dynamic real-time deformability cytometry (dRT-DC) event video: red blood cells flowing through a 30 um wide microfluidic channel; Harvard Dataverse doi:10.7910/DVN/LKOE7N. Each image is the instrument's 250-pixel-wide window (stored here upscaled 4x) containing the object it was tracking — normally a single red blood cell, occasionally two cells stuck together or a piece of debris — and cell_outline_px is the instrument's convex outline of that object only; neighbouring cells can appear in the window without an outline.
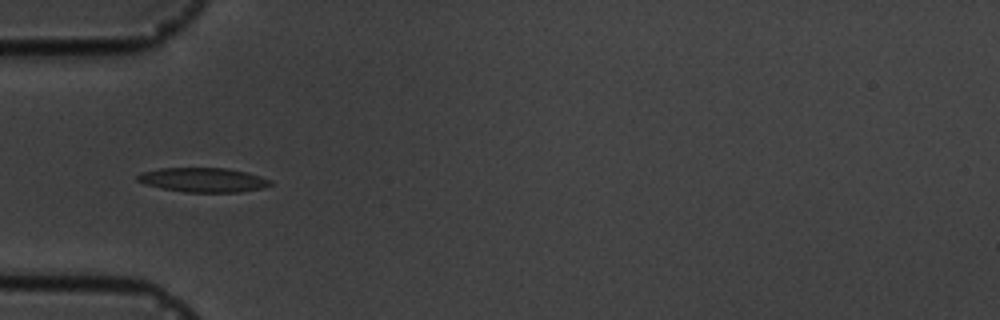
{"species": "common noctule bat (a hibernating species)", "species_latin": "Nyctalus noctula", "temperature_condition": "cold", "stored_images_in_passage": 14, "camera_frame_rate_fps": 3000, "um_per_image_px": 0.085, "animal": {"sex": "male", "body_mass_g": 19.5, "forearm_length_mm": 54.6}, "frame": {"image": 1, "passage_image": 4, "time_ms": 3.667, "image_size_px": [1000, 320], "cell_outline_px": [[272, 184], [264, 188], [240, 192], [184, 192], [160, 188], [144, 184], [136, 180], [136, 176], [140, 172], [160, 168], [228, 168], [260, 176], [272, 180]], "centroid_in_image_um": [17.24, 15.29], "position_along_channel_um": 67.8, "area_um2": 19.02}}
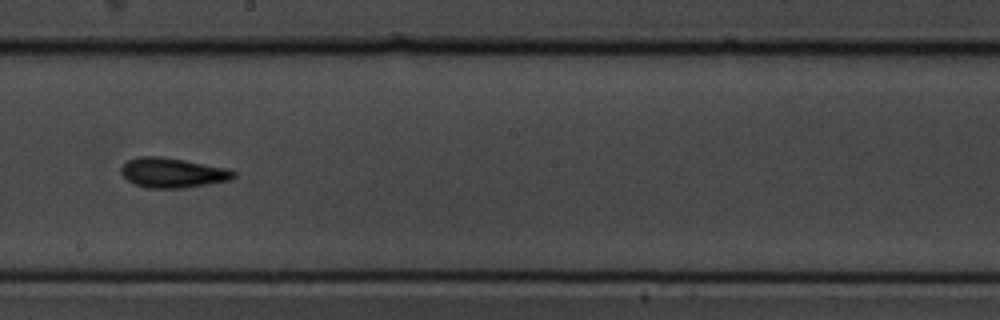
{"frame": {"image": 2, "passage_image": 8, "time_ms": 8.333, "image_size_px": [1000, 320], "cell_outline_px": [[236, 176], [232, 180], [184, 188], [148, 188], [136, 184], [128, 180], [120, 172], [120, 168], [128, 160], [140, 156], [160, 156], [184, 160], [228, 168], [236, 172]], "centroid_in_image_um": [14.7, 14.68], "position_along_channel_um": 233.5, "area_um2": 19.59}}
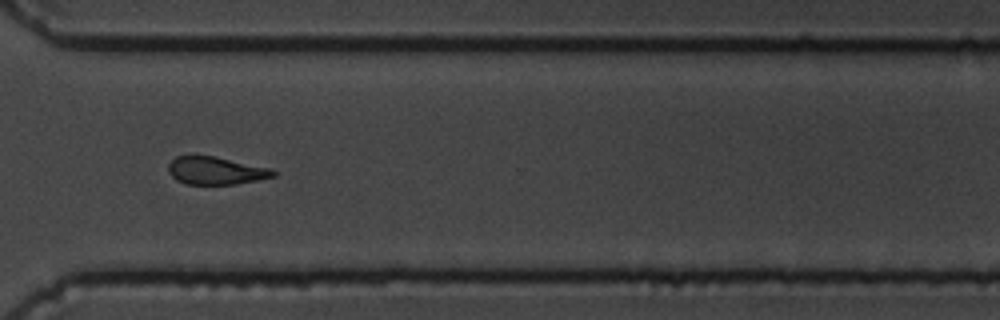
{"frame": {"image": 3, "passage_image": 11, "time_ms": 11.667, "image_size_px": [1000, 320], "cell_outline_px": [[276, 176], [236, 184], [184, 184], [176, 180], [168, 172], [168, 164], [176, 156], [212, 156], [272, 168], [276, 172]], "centroid_in_image_um": [18.34, 14.51], "position_along_channel_um": 352.3, "area_um2": 16.88}, "authors_computed_cell_mechanics": {"area_um2": 18.4382, "velocity_mm_per_s": 3.5672, "shape_relaxation_time_tau1_ms": 1.6598, "shape_relaxation_time_tau2_ms": 3.058, "deformation_change_tau1": 0.0868, "deformation_change_tau2": 0.0873}}